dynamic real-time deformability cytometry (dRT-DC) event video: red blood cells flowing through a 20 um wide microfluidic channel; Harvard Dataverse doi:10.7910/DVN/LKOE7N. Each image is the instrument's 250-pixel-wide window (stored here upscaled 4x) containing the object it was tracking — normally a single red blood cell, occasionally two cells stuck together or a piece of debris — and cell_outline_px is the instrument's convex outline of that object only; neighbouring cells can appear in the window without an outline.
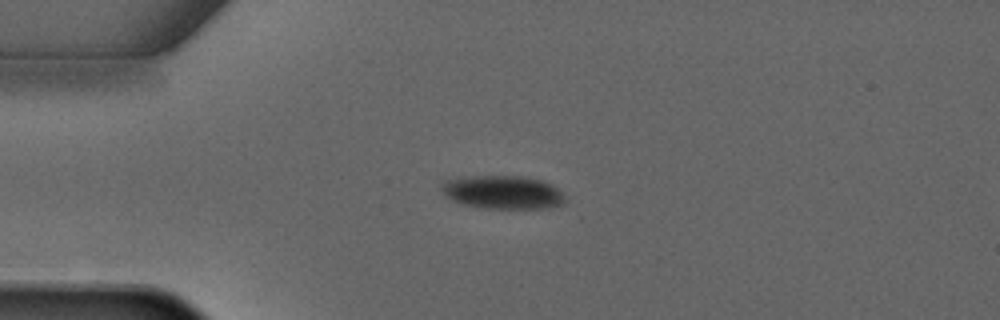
{"species": "common noctule bat (a hibernating species)", "species_latin": "Nyctalus noctula", "temperature_condition": "warm", "stored_images_in_passage": 2, "camera_frame_rate_fps": 3000, "um_per_image_px": 0.085, "animal": {"sex": "male", "forearm_length_mm": 52.5}, "frame": {"image": 1, "passage_image": 1, "time_ms": 0.0, "image_size_px": [1000, 320], "cell_outline_px": [[564, 200], [560, 204], [544, 208], [488, 208], [468, 204], [456, 200], [448, 196], [440, 188], [440, 180], [456, 176], [520, 176], [544, 180], [552, 184], [564, 196]], "centroid_in_image_um": [42.69, 16.3], "position_along_channel_um": 42.3, "area_um2": 23.81}}
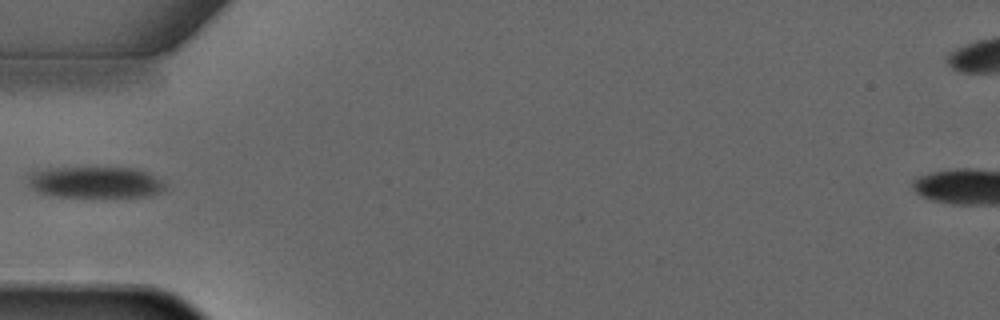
{"frame": {"image": 2, "passage_image": 2, "time_ms": 1.333, "image_size_px": [1000, 320], "cell_outline_px": [[164, 188], [160, 192], [148, 196], [56, 196], [40, 192], [28, 180], [28, 172], [36, 168], [92, 164], [132, 168], [144, 172], [160, 180], [164, 184]], "centroid_in_image_um": [8.0, 15.4], "position_along_channel_um": 77.0, "area_um2": 25.84}}